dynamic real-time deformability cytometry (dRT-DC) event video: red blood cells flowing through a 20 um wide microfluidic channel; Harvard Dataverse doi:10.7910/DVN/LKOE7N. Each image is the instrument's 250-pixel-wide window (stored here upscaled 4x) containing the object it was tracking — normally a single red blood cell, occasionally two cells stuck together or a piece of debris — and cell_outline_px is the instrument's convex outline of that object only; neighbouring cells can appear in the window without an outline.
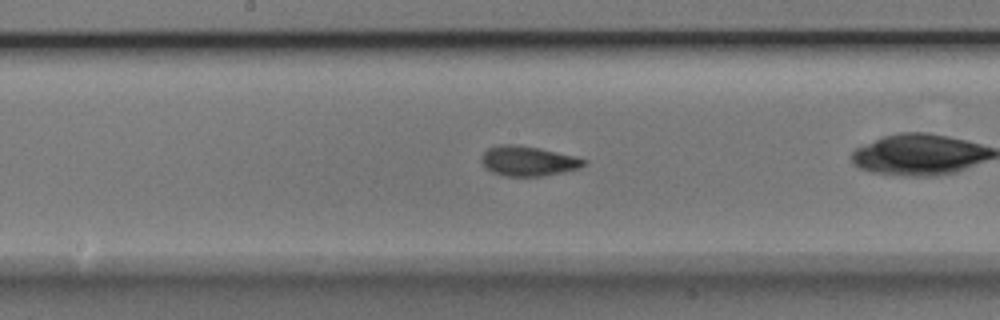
{"species": "Egyptian fruit bat (a non-hibernating species)", "species_latin": "Rousettus aegyptiacus", "temperature_condition": "room temperature", "stored_images_in_passage": 32, "camera_frame_rate_fps": 3000, "um_per_image_px": 0.085, "animal": {"sex": "male"}, "frame": {"image": 1, "passage_image": 14, "time_ms": 4.333, "image_size_px": [1000, 320], "cell_outline_px": [[588, 160], [580, 168], [540, 176], [504, 176], [492, 172], [484, 168], [480, 160], [480, 156], [488, 148], [500, 144], [516, 144], [540, 148], [576, 156]], "centroid_in_image_um": [44.84, 13.67], "position_along_channel_um": 203.4, "area_um2": 17.98}}
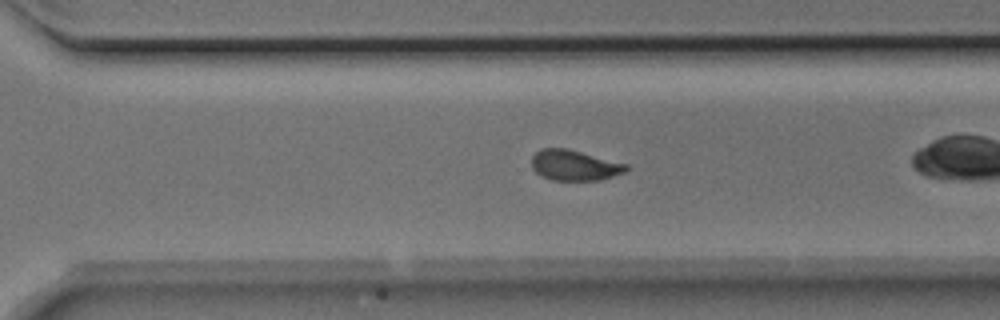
{"frame": {"image": 2, "passage_image": 23, "time_ms": 7.333, "image_size_px": [1000, 320], "cell_outline_px": [[628, 168], [624, 172], [600, 180], [552, 180], [536, 172], [532, 168], [532, 156], [540, 148], [568, 148], [628, 164]], "centroid_in_image_um": [48.82, 14.03], "position_along_channel_um": 321.8, "area_um2": 16.76}, "authors_computed_cell_mechanics": {"area_um2": 17.3111, "velocity_mm_per_s": 3.9746, "shape_relaxation_time_tau1_ms": 4.361, "shape_relaxation_time_tau2_ms": 1.5639, "deformation_change_tau1": 0.1534, "deformation_change_tau2": 0.0647}}